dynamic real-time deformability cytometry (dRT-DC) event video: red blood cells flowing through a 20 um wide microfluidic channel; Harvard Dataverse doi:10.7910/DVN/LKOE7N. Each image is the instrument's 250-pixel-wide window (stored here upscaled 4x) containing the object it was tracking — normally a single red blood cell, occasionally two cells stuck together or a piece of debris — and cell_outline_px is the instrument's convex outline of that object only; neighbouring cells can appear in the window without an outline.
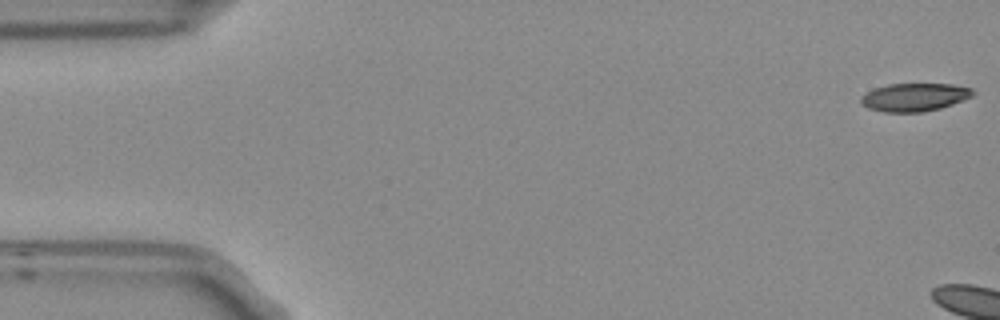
{"species": "Egyptian fruit bat (a non-hibernating species)", "species_latin": "Rousettus aegyptiacus", "temperature_condition": "room temperature", "stored_images_in_passage": 6, "camera_frame_rate_fps": 3000, "um_per_image_px": 0.085, "frame": {"image": 1, "passage_image": 1, "time_ms": 0.0, "image_size_px": [1000, 320], "cell_outline_px": [[976, 92], [972, 96], [964, 100], [940, 108], [920, 112], [884, 112], [868, 108], [860, 104], [860, 96], [876, 88], [888, 84], [952, 84], [972, 88]], "centroid_in_image_um": [77.73, 8.26], "position_along_channel_um": 7.3, "area_um2": 18.32}}
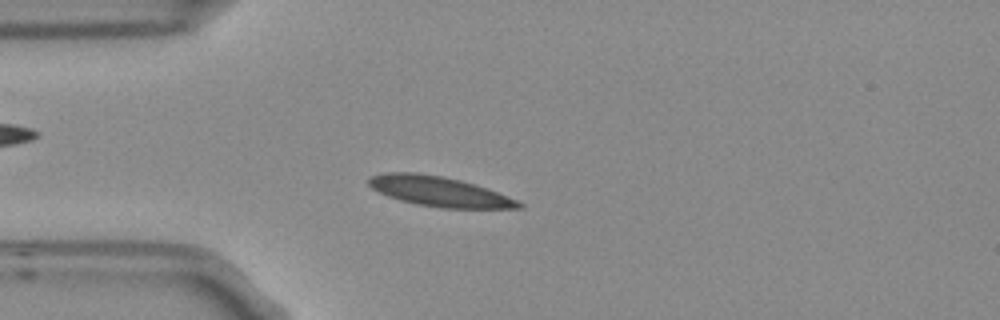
{"frame": {"image": 2, "passage_image": 5, "time_ms": 1.333, "image_size_px": [1000, 320], "cell_outline_px": [[524, 208], [440, 208], [416, 204], [400, 200], [388, 196], [372, 188], [368, 184], [368, 180], [372, 176], [384, 172], [416, 172], [440, 176], [460, 180], [488, 188], [516, 200], [524, 204]], "centroid_in_image_um": [37.33, 16.27], "position_along_channel_um": 47.7, "area_um2": 26.01}}